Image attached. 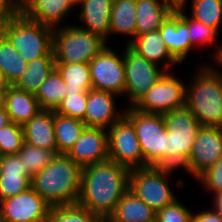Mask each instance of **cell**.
<instances>
[{"label": "cell", "mask_w": 222, "mask_h": 222, "mask_svg": "<svg viewBox=\"0 0 222 222\" xmlns=\"http://www.w3.org/2000/svg\"><path fill=\"white\" fill-rule=\"evenodd\" d=\"M131 170L110 159L83 167L77 204L107 220L129 190Z\"/></svg>", "instance_id": "obj_1"}, {"label": "cell", "mask_w": 222, "mask_h": 222, "mask_svg": "<svg viewBox=\"0 0 222 222\" xmlns=\"http://www.w3.org/2000/svg\"><path fill=\"white\" fill-rule=\"evenodd\" d=\"M82 168L66 154H57L34 174L31 187L51 206L75 204L80 192Z\"/></svg>", "instance_id": "obj_2"}, {"label": "cell", "mask_w": 222, "mask_h": 222, "mask_svg": "<svg viewBox=\"0 0 222 222\" xmlns=\"http://www.w3.org/2000/svg\"><path fill=\"white\" fill-rule=\"evenodd\" d=\"M202 66L186 86L185 106L201 126L222 127V72Z\"/></svg>", "instance_id": "obj_3"}, {"label": "cell", "mask_w": 222, "mask_h": 222, "mask_svg": "<svg viewBox=\"0 0 222 222\" xmlns=\"http://www.w3.org/2000/svg\"><path fill=\"white\" fill-rule=\"evenodd\" d=\"M0 32L27 62L40 57H55L54 28L30 20L21 12L0 18Z\"/></svg>", "instance_id": "obj_4"}, {"label": "cell", "mask_w": 222, "mask_h": 222, "mask_svg": "<svg viewBox=\"0 0 222 222\" xmlns=\"http://www.w3.org/2000/svg\"><path fill=\"white\" fill-rule=\"evenodd\" d=\"M163 117L167 127L164 167L182 168L191 155L201 125L186 106L169 111Z\"/></svg>", "instance_id": "obj_5"}, {"label": "cell", "mask_w": 222, "mask_h": 222, "mask_svg": "<svg viewBox=\"0 0 222 222\" xmlns=\"http://www.w3.org/2000/svg\"><path fill=\"white\" fill-rule=\"evenodd\" d=\"M106 40L79 26L54 28L53 52L56 63H89L105 46Z\"/></svg>", "instance_id": "obj_6"}, {"label": "cell", "mask_w": 222, "mask_h": 222, "mask_svg": "<svg viewBox=\"0 0 222 222\" xmlns=\"http://www.w3.org/2000/svg\"><path fill=\"white\" fill-rule=\"evenodd\" d=\"M124 115L133 123L144 158V167H164L166 123L161 114L142 113L127 107Z\"/></svg>", "instance_id": "obj_7"}, {"label": "cell", "mask_w": 222, "mask_h": 222, "mask_svg": "<svg viewBox=\"0 0 222 222\" xmlns=\"http://www.w3.org/2000/svg\"><path fill=\"white\" fill-rule=\"evenodd\" d=\"M174 168L146 166L131 169L129 189L155 212L162 210L177 198L168 184Z\"/></svg>", "instance_id": "obj_8"}, {"label": "cell", "mask_w": 222, "mask_h": 222, "mask_svg": "<svg viewBox=\"0 0 222 222\" xmlns=\"http://www.w3.org/2000/svg\"><path fill=\"white\" fill-rule=\"evenodd\" d=\"M186 85L166 71L133 106L139 112L166 114L185 106Z\"/></svg>", "instance_id": "obj_9"}, {"label": "cell", "mask_w": 222, "mask_h": 222, "mask_svg": "<svg viewBox=\"0 0 222 222\" xmlns=\"http://www.w3.org/2000/svg\"><path fill=\"white\" fill-rule=\"evenodd\" d=\"M108 159L135 169L144 167V158L133 123L123 115L107 129Z\"/></svg>", "instance_id": "obj_10"}, {"label": "cell", "mask_w": 222, "mask_h": 222, "mask_svg": "<svg viewBox=\"0 0 222 222\" xmlns=\"http://www.w3.org/2000/svg\"><path fill=\"white\" fill-rule=\"evenodd\" d=\"M124 67L125 89L124 94L129 97L128 107H133L140 98L161 78L166 72L163 65L148 61L125 44Z\"/></svg>", "instance_id": "obj_11"}, {"label": "cell", "mask_w": 222, "mask_h": 222, "mask_svg": "<svg viewBox=\"0 0 222 222\" xmlns=\"http://www.w3.org/2000/svg\"><path fill=\"white\" fill-rule=\"evenodd\" d=\"M92 88L124 96L125 67L123 54L119 56L105 46L90 62Z\"/></svg>", "instance_id": "obj_12"}, {"label": "cell", "mask_w": 222, "mask_h": 222, "mask_svg": "<svg viewBox=\"0 0 222 222\" xmlns=\"http://www.w3.org/2000/svg\"><path fill=\"white\" fill-rule=\"evenodd\" d=\"M51 206L32 188L0 201V222H46Z\"/></svg>", "instance_id": "obj_13"}, {"label": "cell", "mask_w": 222, "mask_h": 222, "mask_svg": "<svg viewBox=\"0 0 222 222\" xmlns=\"http://www.w3.org/2000/svg\"><path fill=\"white\" fill-rule=\"evenodd\" d=\"M222 157V127L200 126L183 169L196 178Z\"/></svg>", "instance_id": "obj_14"}, {"label": "cell", "mask_w": 222, "mask_h": 222, "mask_svg": "<svg viewBox=\"0 0 222 222\" xmlns=\"http://www.w3.org/2000/svg\"><path fill=\"white\" fill-rule=\"evenodd\" d=\"M66 155L81 168L107 160V130L86 127Z\"/></svg>", "instance_id": "obj_15"}, {"label": "cell", "mask_w": 222, "mask_h": 222, "mask_svg": "<svg viewBox=\"0 0 222 222\" xmlns=\"http://www.w3.org/2000/svg\"><path fill=\"white\" fill-rule=\"evenodd\" d=\"M115 93L91 89L87 93V107L84 119L87 127L108 129L116 123L124 112H118L115 104Z\"/></svg>", "instance_id": "obj_16"}, {"label": "cell", "mask_w": 222, "mask_h": 222, "mask_svg": "<svg viewBox=\"0 0 222 222\" xmlns=\"http://www.w3.org/2000/svg\"><path fill=\"white\" fill-rule=\"evenodd\" d=\"M187 16L185 10L172 12L159 28L161 39L179 63H182L194 48L191 44Z\"/></svg>", "instance_id": "obj_17"}, {"label": "cell", "mask_w": 222, "mask_h": 222, "mask_svg": "<svg viewBox=\"0 0 222 222\" xmlns=\"http://www.w3.org/2000/svg\"><path fill=\"white\" fill-rule=\"evenodd\" d=\"M76 5L74 0H21V13L30 20L57 28Z\"/></svg>", "instance_id": "obj_18"}, {"label": "cell", "mask_w": 222, "mask_h": 222, "mask_svg": "<svg viewBox=\"0 0 222 222\" xmlns=\"http://www.w3.org/2000/svg\"><path fill=\"white\" fill-rule=\"evenodd\" d=\"M32 175L16 154L0 158V201L27 191Z\"/></svg>", "instance_id": "obj_19"}, {"label": "cell", "mask_w": 222, "mask_h": 222, "mask_svg": "<svg viewBox=\"0 0 222 222\" xmlns=\"http://www.w3.org/2000/svg\"><path fill=\"white\" fill-rule=\"evenodd\" d=\"M76 4L80 5L79 20L84 24L80 28L100 35L108 43L113 0H80Z\"/></svg>", "instance_id": "obj_20"}, {"label": "cell", "mask_w": 222, "mask_h": 222, "mask_svg": "<svg viewBox=\"0 0 222 222\" xmlns=\"http://www.w3.org/2000/svg\"><path fill=\"white\" fill-rule=\"evenodd\" d=\"M22 127L25 143L57 153L54 110H40Z\"/></svg>", "instance_id": "obj_21"}, {"label": "cell", "mask_w": 222, "mask_h": 222, "mask_svg": "<svg viewBox=\"0 0 222 222\" xmlns=\"http://www.w3.org/2000/svg\"><path fill=\"white\" fill-rule=\"evenodd\" d=\"M128 46L140 56L157 65H164L166 71L172 69V65L179 63L169 52L161 39L159 30H151L135 37Z\"/></svg>", "instance_id": "obj_22"}, {"label": "cell", "mask_w": 222, "mask_h": 222, "mask_svg": "<svg viewBox=\"0 0 222 222\" xmlns=\"http://www.w3.org/2000/svg\"><path fill=\"white\" fill-rule=\"evenodd\" d=\"M0 102L5 106L11 122L21 126L42 110L35 94L19 90L12 85L7 87Z\"/></svg>", "instance_id": "obj_23"}, {"label": "cell", "mask_w": 222, "mask_h": 222, "mask_svg": "<svg viewBox=\"0 0 222 222\" xmlns=\"http://www.w3.org/2000/svg\"><path fill=\"white\" fill-rule=\"evenodd\" d=\"M156 212L130 189L123 195L108 222H154Z\"/></svg>", "instance_id": "obj_24"}, {"label": "cell", "mask_w": 222, "mask_h": 222, "mask_svg": "<svg viewBox=\"0 0 222 222\" xmlns=\"http://www.w3.org/2000/svg\"><path fill=\"white\" fill-rule=\"evenodd\" d=\"M136 37L151 30H159L173 12L162 0H136Z\"/></svg>", "instance_id": "obj_25"}, {"label": "cell", "mask_w": 222, "mask_h": 222, "mask_svg": "<svg viewBox=\"0 0 222 222\" xmlns=\"http://www.w3.org/2000/svg\"><path fill=\"white\" fill-rule=\"evenodd\" d=\"M55 64V57H40L31 60L12 86L19 90L36 94L40 85L55 69Z\"/></svg>", "instance_id": "obj_26"}, {"label": "cell", "mask_w": 222, "mask_h": 222, "mask_svg": "<svg viewBox=\"0 0 222 222\" xmlns=\"http://www.w3.org/2000/svg\"><path fill=\"white\" fill-rule=\"evenodd\" d=\"M136 0H113L110 17V36H129L127 45L136 37Z\"/></svg>", "instance_id": "obj_27"}, {"label": "cell", "mask_w": 222, "mask_h": 222, "mask_svg": "<svg viewBox=\"0 0 222 222\" xmlns=\"http://www.w3.org/2000/svg\"><path fill=\"white\" fill-rule=\"evenodd\" d=\"M55 69L66 84V96L88 93L92 89L89 63H56Z\"/></svg>", "instance_id": "obj_28"}, {"label": "cell", "mask_w": 222, "mask_h": 222, "mask_svg": "<svg viewBox=\"0 0 222 222\" xmlns=\"http://www.w3.org/2000/svg\"><path fill=\"white\" fill-rule=\"evenodd\" d=\"M87 126L77 118L54 112V134L57 154H67Z\"/></svg>", "instance_id": "obj_29"}, {"label": "cell", "mask_w": 222, "mask_h": 222, "mask_svg": "<svg viewBox=\"0 0 222 222\" xmlns=\"http://www.w3.org/2000/svg\"><path fill=\"white\" fill-rule=\"evenodd\" d=\"M28 62L0 32V72L5 81L12 85L26 69Z\"/></svg>", "instance_id": "obj_30"}, {"label": "cell", "mask_w": 222, "mask_h": 222, "mask_svg": "<svg viewBox=\"0 0 222 222\" xmlns=\"http://www.w3.org/2000/svg\"><path fill=\"white\" fill-rule=\"evenodd\" d=\"M66 84L59 72L54 69L46 80L40 85L35 94L41 109L55 110L61 100L66 96Z\"/></svg>", "instance_id": "obj_31"}, {"label": "cell", "mask_w": 222, "mask_h": 222, "mask_svg": "<svg viewBox=\"0 0 222 222\" xmlns=\"http://www.w3.org/2000/svg\"><path fill=\"white\" fill-rule=\"evenodd\" d=\"M46 222H102L85 207L75 203L50 208Z\"/></svg>", "instance_id": "obj_32"}, {"label": "cell", "mask_w": 222, "mask_h": 222, "mask_svg": "<svg viewBox=\"0 0 222 222\" xmlns=\"http://www.w3.org/2000/svg\"><path fill=\"white\" fill-rule=\"evenodd\" d=\"M191 18L216 29L222 24V0H192Z\"/></svg>", "instance_id": "obj_33"}, {"label": "cell", "mask_w": 222, "mask_h": 222, "mask_svg": "<svg viewBox=\"0 0 222 222\" xmlns=\"http://www.w3.org/2000/svg\"><path fill=\"white\" fill-rule=\"evenodd\" d=\"M16 155L23 162L27 171L33 176L46 167L55 158L57 153L24 142Z\"/></svg>", "instance_id": "obj_34"}, {"label": "cell", "mask_w": 222, "mask_h": 222, "mask_svg": "<svg viewBox=\"0 0 222 222\" xmlns=\"http://www.w3.org/2000/svg\"><path fill=\"white\" fill-rule=\"evenodd\" d=\"M25 142L23 127L11 122L0 129V154H17Z\"/></svg>", "instance_id": "obj_35"}, {"label": "cell", "mask_w": 222, "mask_h": 222, "mask_svg": "<svg viewBox=\"0 0 222 222\" xmlns=\"http://www.w3.org/2000/svg\"><path fill=\"white\" fill-rule=\"evenodd\" d=\"M86 107L87 93L69 94V96H65L61 100L54 112L63 116L83 120Z\"/></svg>", "instance_id": "obj_36"}, {"label": "cell", "mask_w": 222, "mask_h": 222, "mask_svg": "<svg viewBox=\"0 0 222 222\" xmlns=\"http://www.w3.org/2000/svg\"><path fill=\"white\" fill-rule=\"evenodd\" d=\"M188 30L191 36V44L193 47L197 45H213L219 36V32L216 29L207 26L204 23L191 17H188Z\"/></svg>", "instance_id": "obj_37"}, {"label": "cell", "mask_w": 222, "mask_h": 222, "mask_svg": "<svg viewBox=\"0 0 222 222\" xmlns=\"http://www.w3.org/2000/svg\"><path fill=\"white\" fill-rule=\"evenodd\" d=\"M192 211L178 199L156 212L157 222H192Z\"/></svg>", "instance_id": "obj_38"}, {"label": "cell", "mask_w": 222, "mask_h": 222, "mask_svg": "<svg viewBox=\"0 0 222 222\" xmlns=\"http://www.w3.org/2000/svg\"><path fill=\"white\" fill-rule=\"evenodd\" d=\"M206 190L216 194L222 191V157H220L212 166L205 169L197 177Z\"/></svg>", "instance_id": "obj_39"}, {"label": "cell", "mask_w": 222, "mask_h": 222, "mask_svg": "<svg viewBox=\"0 0 222 222\" xmlns=\"http://www.w3.org/2000/svg\"><path fill=\"white\" fill-rule=\"evenodd\" d=\"M21 12V0H0V18Z\"/></svg>", "instance_id": "obj_40"}, {"label": "cell", "mask_w": 222, "mask_h": 222, "mask_svg": "<svg viewBox=\"0 0 222 222\" xmlns=\"http://www.w3.org/2000/svg\"><path fill=\"white\" fill-rule=\"evenodd\" d=\"M211 210V211H210ZM192 214V222H222V215L216 210L210 209Z\"/></svg>", "instance_id": "obj_41"}, {"label": "cell", "mask_w": 222, "mask_h": 222, "mask_svg": "<svg viewBox=\"0 0 222 222\" xmlns=\"http://www.w3.org/2000/svg\"><path fill=\"white\" fill-rule=\"evenodd\" d=\"M173 12L184 10L188 0H162Z\"/></svg>", "instance_id": "obj_42"}, {"label": "cell", "mask_w": 222, "mask_h": 222, "mask_svg": "<svg viewBox=\"0 0 222 222\" xmlns=\"http://www.w3.org/2000/svg\"><path fill=\"white\" fill-rule=\"evenodd\" d=\"M11 123L9 114L5 106L0 102V129Z\"/></svg>", "instance_id": "obj_43"}, {"label": "cell", "mask_w": 222, "mask_h": 222, "mask_svg": "<svg viewBox=\"0 0 222 222\" xmlns=\"http://www.w3.org/2000/svg\"><path fill=\"white\" fill-rule=\"evenodd\" d=\"M213 198V209L222 215V191L216 193Z\"/></svg>", "instance_id": "obj_44"}, {"label": "cell", "mask_w": 222, "mask_h": 222, "mask_svg": "<svg viewBox=\"0 0 222 222\" xmlns=\"http://www.w3.org/2000/svg\"><path fill=\"white\" fill-rule=\"evenodd\" d=\"M8 86L9 84L5 81L3 75L0 72V101L3 98V95L5 94Z\"/></svg>", "instance_id": "obj_45"}, {"label": "cell", "mask_w": 222, "mask_h": 222, "mask_svg": "<svg viewBox=\"0 0 222 222\" xmlns=\"http://www.w3.org/2000/svg\"><path fill=\"white\" fill-rule=\"evenodd\" d=\"M214 56L213 60H215L216 62L221 61L222 60V45L219 44L218 49L216 51H214Z\"/></svg>", "instance_id": "obj_46"}, {"label": "cell", "mask_w": 222, "mask_h": 222, "mask_svg": "<svg viewBox=\"0 0 222 222\" xmlns=\"http://www.w3.org/2000/svg\"><path fill=\"white\" fill-rule=\"evenodd\" d=\"M216 63H218V64H219V66H221V67H222V60H221V61H218V62H216Z\"/></svg>", "instance_id": "obj_47"}]
</instances>
